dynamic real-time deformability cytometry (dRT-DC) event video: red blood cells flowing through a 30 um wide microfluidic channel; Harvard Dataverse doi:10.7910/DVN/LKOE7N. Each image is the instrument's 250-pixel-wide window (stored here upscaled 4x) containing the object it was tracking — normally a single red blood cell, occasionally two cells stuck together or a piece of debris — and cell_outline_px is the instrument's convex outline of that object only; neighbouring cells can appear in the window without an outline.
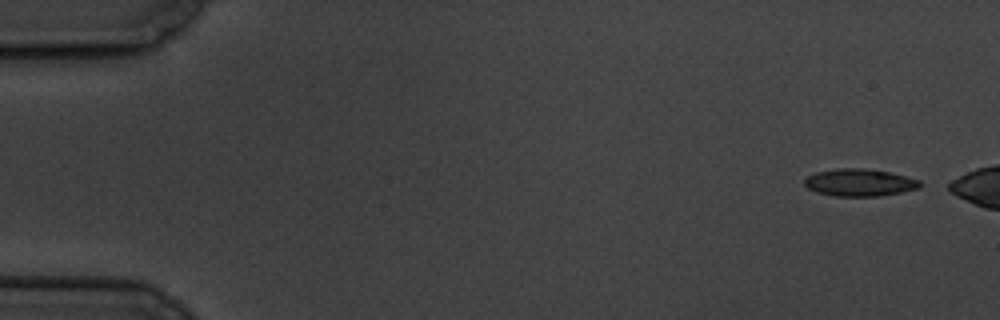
{"species": "common noctule bat (a hibernating species)", "species_latin": "Nyctalus noctula", "temperature_condition": "cold", "stored_images_in_passage": 3, "camera_frame_rate_fps": 3000, "um_per_image_px": 0.085, "animal": {"sex": "male", "body_mass_g": 19.5, "forearm_length_mm": 54.6}, "frame": {"image": 1, "passage_image": 1, "time_ms": 0.0, "image_size_px": [1000, 320], "cell_outline_px": [[924, 184], [920, 188], [880, 196], [836, 196], [816, 192], [808, 188], [804, 184], [804, 180], [808, 176], [816, 172], [836, 168], [864, 168], [888, 172], [920, 180]], "centroid_in_image_um": [73.07, 15.51], "position_along_channel_um": 11.9, "area_um2": 18.38}}